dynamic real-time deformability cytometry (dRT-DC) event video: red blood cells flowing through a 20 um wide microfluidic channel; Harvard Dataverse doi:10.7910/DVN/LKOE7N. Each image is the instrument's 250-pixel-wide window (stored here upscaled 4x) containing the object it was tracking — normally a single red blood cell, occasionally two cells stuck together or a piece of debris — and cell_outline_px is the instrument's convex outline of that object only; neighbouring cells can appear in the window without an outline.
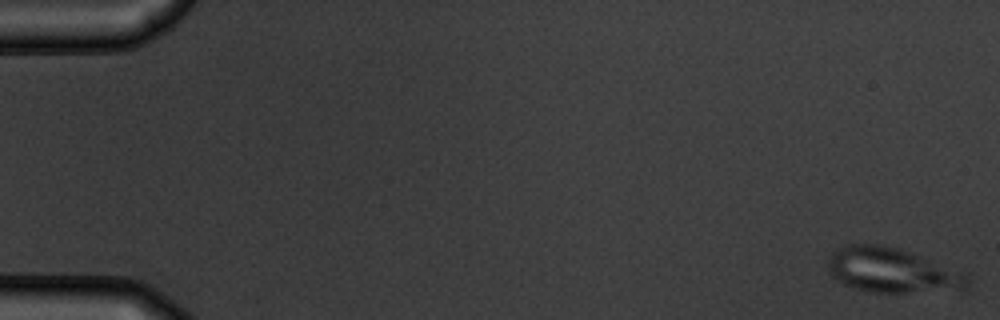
{"species": "common noctule bat (a hibernating species)", "species_latin": "Nyctalus noctula", "temperature_condition": "warm", "stored_images_in_passage": 54, "camera_frame_rate_fps": 3000, "um_per_image_px": 0.085, "animal": {"sex": "male", "body_mass_g": 19.5, "forearm_length_mm": 54.6}, "frame": {"image": 1, "passage_image": 1, "time_ms": 0.0, "image_size_px": [1000, 320], "cell_outline_px": [[972, 280], [964, 288], [904, 292], [872, 292], [852, 288], [844, 284], [832, 276], [828, 272], [828, 256], [832, 252], [848, 244], [880, 244], [900, 248], [968, 272]], "centroid_in_image_um": [75.84, 22.95], "position_along_channel_um": 9.2, "area_um2": 36.59}}
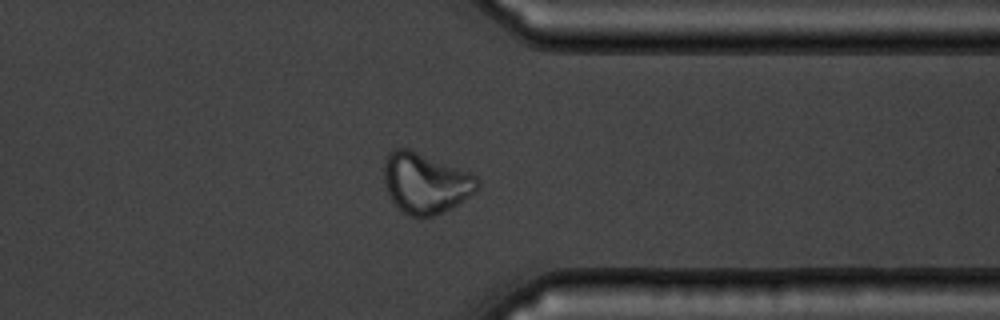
{"frame": {"image": 2, "passage_image": 43, "time_ms": 14.0, "image_size_px": [1000, 320], "cell_outline_px": [[480, 184], [476, 192], [452, 208], [432, 216], [408, 216], [388, 196], [384, 184], [384, 164], [388, 152], [396, 148], [408, 148], [468, 172], [476, 176], [480, 180]], "centroid_in_image_um": [36.16, 15.56], "position_along_channel_um": 375.2, "area_um2": 32.83}}
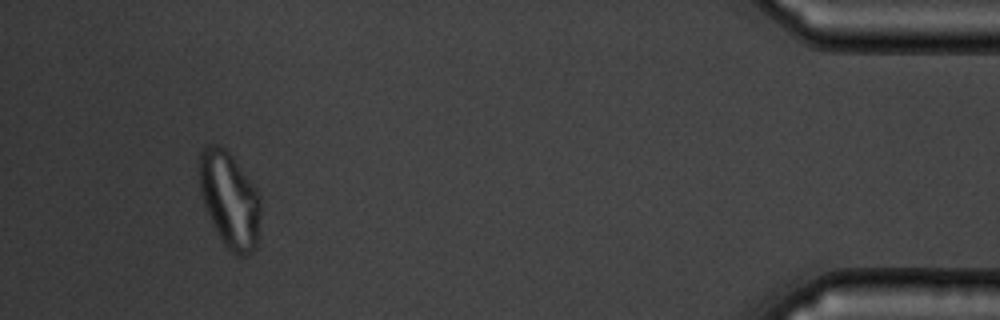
{"frame": {"image": 3, "passage_image": 51, "time_ms": 16.667, "image_size_px": [1000, 320], "cell_outline_px": [[260, 216], [256, 248], [252, 252], [244, 256], [236, 256], [224, 244], [216, 232], [212, 224], [204, 204], [200, 192], [200, 152], [208, 144], [220, 144], [232, 156], [256, 188], [260, 196]], "centroid_in_image_um": [19.52, 16.99], "position_along_channel_um": 415.7, "area_um2": 34.1}}